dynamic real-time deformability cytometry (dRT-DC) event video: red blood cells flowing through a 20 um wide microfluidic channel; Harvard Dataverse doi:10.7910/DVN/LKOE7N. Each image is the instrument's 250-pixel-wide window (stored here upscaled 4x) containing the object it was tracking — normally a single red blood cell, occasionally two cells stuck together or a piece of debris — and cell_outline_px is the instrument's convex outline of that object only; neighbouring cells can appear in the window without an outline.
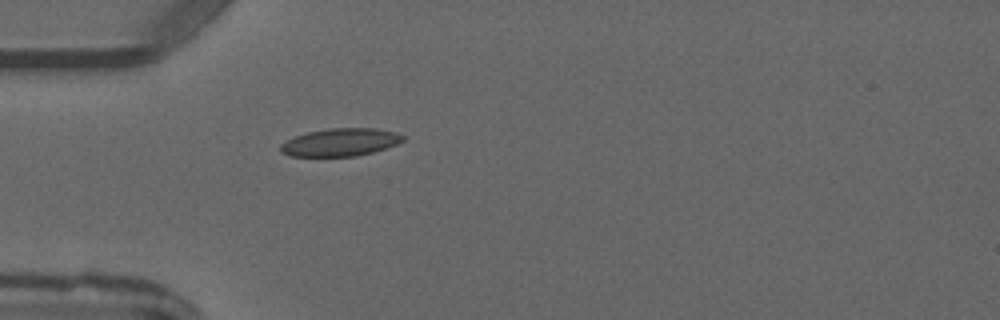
{"species": "common noctule bat (a hibernating species)", "species_latin": "Nyctalus noctula", "temperature_condition": "warm", "stored_images_in_passage": 1, "camera_frame_rate_fps": 3000, "um_per_image_px": 0.085, "animal": {"sex": "male", "forearm_length_mm": 52.5}, "frame": {"image": 1, "passage_image": 1, "time_ms": 0.0, "image_size_px": [1000, 320], "cell_outline_px": [[404, 140], [396, 144], [372, 152], [356, 156], [288, 156], [280, 152], [280, 144], [296, 136], [308, 132], [328, 128], [376, 128], [396, 132], [404, 136]], "centroid_in_image_um": [28.92, 12.09], "position_along_channel_um": 56.1, "area_um2": 19.71}}